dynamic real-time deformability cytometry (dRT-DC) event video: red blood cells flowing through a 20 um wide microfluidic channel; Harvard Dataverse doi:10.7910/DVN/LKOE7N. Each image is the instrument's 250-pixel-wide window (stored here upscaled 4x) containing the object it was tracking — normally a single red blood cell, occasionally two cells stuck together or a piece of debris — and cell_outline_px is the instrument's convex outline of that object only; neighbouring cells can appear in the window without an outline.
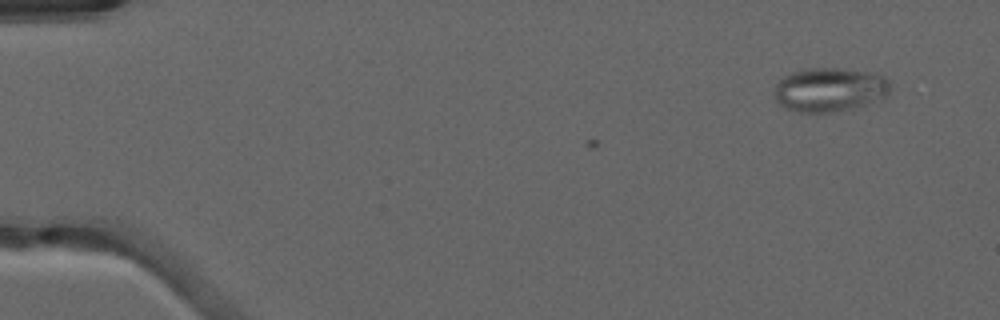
{"species": "common noctule bat (a hibernating species)", "species_latin": "Nyctalus noctula", "temperature_condition": "warm", "stored_images_in_passage": 4, "camera_frame_rate_fps": 3000, "um_per_image_px": 0.085, "animal": {"sex": "male", "forearm_length_mm": 52.5}, "frame": {"image": 1, "passage_image": 4, "time_ms": 1.0, "image_size_px": [1000, 320], "cell_outline_px": [[892, 88], [884, 96], [860, 104], [832, 112], [800, 112], [788, 108], [780, 104], [772, 96], [772, 92], [776, 84], [784, 76], [792, 72], [808, 68], [836, 68], [868, 72], [884, 76], [888, 80]], "centroid_in_image_um": [70.44, 7.59], "position_along_channel_um": 14.6, "area_um2": 29.13}}